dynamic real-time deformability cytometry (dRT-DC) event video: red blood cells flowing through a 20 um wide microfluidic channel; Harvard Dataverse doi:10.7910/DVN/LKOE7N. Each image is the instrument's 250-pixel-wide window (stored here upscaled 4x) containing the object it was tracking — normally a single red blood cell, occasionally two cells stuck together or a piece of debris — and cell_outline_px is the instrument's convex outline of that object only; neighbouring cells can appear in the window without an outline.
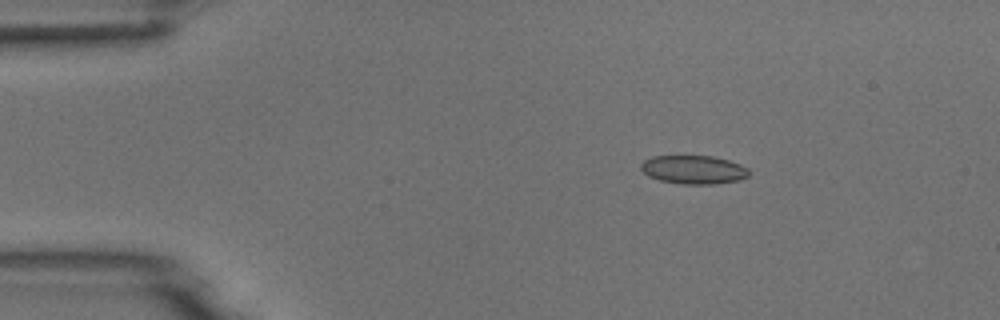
{"species": "common noctule bat (a hibernating species)", "species_latin": "Nyctalus noctula", "temperature_condition": "room temperature", "stored_images_in_passage": 4, "camera_frame_rate_fps": 3000, "um_per_image_px": 0.085, "animal": {"sex": "male", "body_mass_g": 18.8}, "frame": {"image": 1, "passage_image": 2, "time_ms": 1.0, "image_size_px": [1000, 320], "cell_outline_px": [[748, 176], [740, 180], [712, 184], [680, 184], [660, 180], [648, 176], [640, 168], [640, 164], [644, 160], [652, 156], [712, 156], [728, 160], [740, 164], [748, 168]], "centroid_in_image_um": [58.94, 14.42], "position_along_channel_um": 26.1, "area_um2": 17.98}}
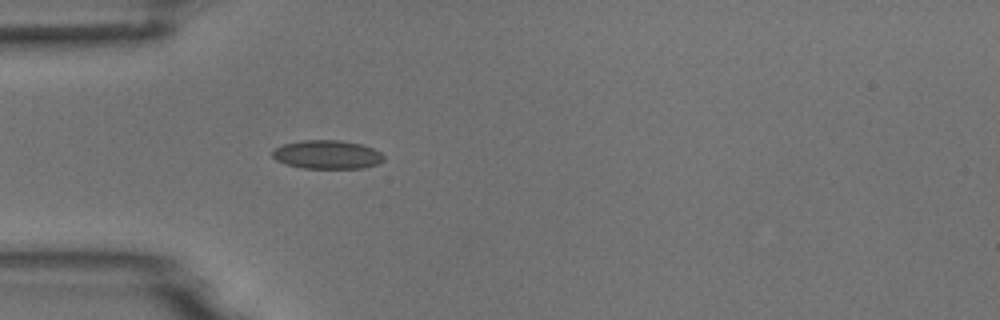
{"frame": {"image": 2, "passage_image": 4, "time_ms": 3.333, "image_size_px": [1000, 320], "cell_outline_px": [[384, 160], [376, 164], [364, 168], [304, 168], [288, 164], [276, 160], [272, 156], [272, 152], [276, 148], [284, 144], [300, 140], [340, 140], [360, 144], [372, 148], [380, 152], [384, 156]], "centroid_in_image_um": [27.82, 13.13], "position_along_channel_um": 57.2, "area_um2": 18.44}}